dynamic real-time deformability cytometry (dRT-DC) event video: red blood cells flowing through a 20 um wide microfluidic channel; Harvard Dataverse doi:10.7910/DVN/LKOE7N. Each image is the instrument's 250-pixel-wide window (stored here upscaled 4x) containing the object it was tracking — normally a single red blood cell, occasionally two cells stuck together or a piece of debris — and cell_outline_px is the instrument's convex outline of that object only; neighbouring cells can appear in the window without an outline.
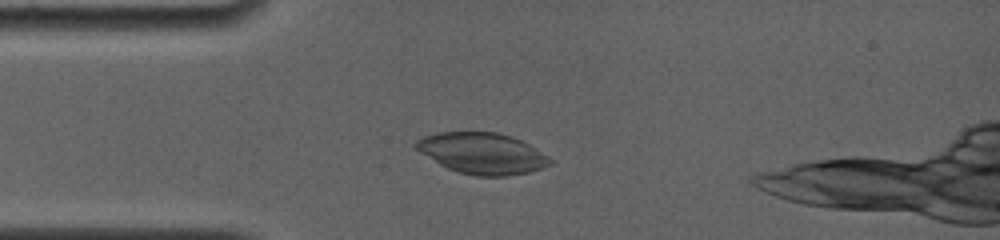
{"species": "common noctule bat (a hibernating species)", "species_latin": "Nyctalus noctula", "temperature_condition": "room temperature", "stored_images_in_passage": 6, "camera_frame_rate_fps": 4000, "um_per_image_px": 0.085, "animal": {"sex": "female", "body_mass_g": 19.0, "forearm_length_mm": 56.7}, "frame": {"image": 1, "passage_image": 5, "time_ms": 3.0, "image_size_px": [1000, 240], "cell_outline_px": [[552, 164], [544, 168], [528, 172], [504, 176], [476, 176], [460, 172], [448, 168], [440, 164], [420, 152], [412, 144], [416, 140], [424, 136], [436, 132], [496, 132], [520, 140], [528, 144], [548, 156], [552, 160]], "centroid_in_image_um": [40.98, 13.03], "position_along_channel_um": 44.0, "area_um2": 31.91}}